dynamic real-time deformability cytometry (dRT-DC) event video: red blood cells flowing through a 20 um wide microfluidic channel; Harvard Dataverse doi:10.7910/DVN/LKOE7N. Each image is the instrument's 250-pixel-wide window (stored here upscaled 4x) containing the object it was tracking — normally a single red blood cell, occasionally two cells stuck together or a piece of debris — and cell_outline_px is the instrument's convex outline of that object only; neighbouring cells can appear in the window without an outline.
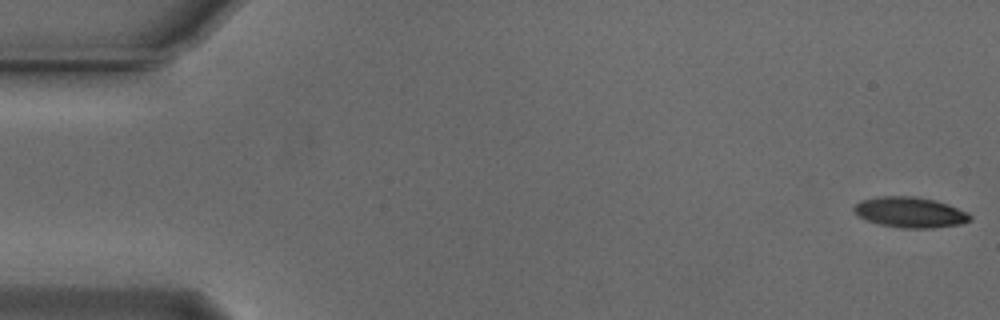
{"species": "Egyptian fruit bat (a non-hibernating species)", "species_latin": "Rousettus aegyptiacus", "temperature_condition": "cold", "stored_images_in_passage": 53, "camera_frame_rate_fps": 3000, "um_per_image_px": 0.085, "animal": {"sex": "male"}, "frame": {"image": 1, "passage_image": 1, "time_ms": 0.0, "image_size_px": [1000, 320], "cell_outline_px": [[972, 220], [960, 224], [932, 228], [900, 228], [880, 224], [868, 220], [860, 216], [852, 208], [860, 200], [880, 196], [916, 196], [948, 204], [968, 212], [972, 216]], "centroid_in_image_um": [77.39, 18.04], "position_along_channel_um": 7.6, "area_um2": 20.58}}
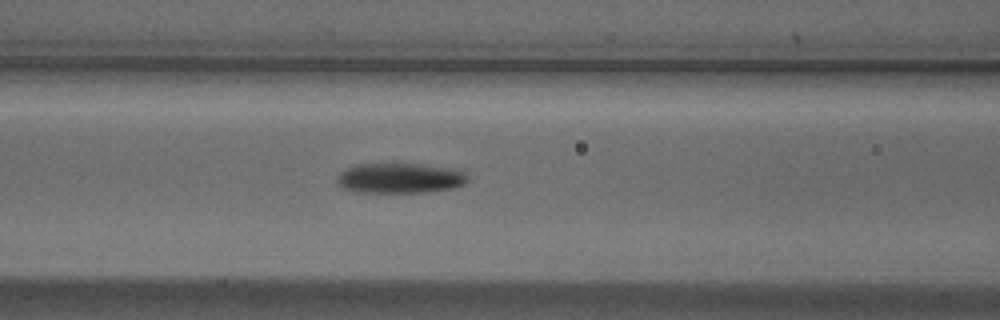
{"frame": {"image": 2, "passage_image": 22, "time_ms": 7.0, "image_size_px": [1000, 320], "cell_outline_px": [[468, 180], [464, 184], [456, 188], [424, 192], [360, 192], [344, 188], [340, 184], [340, 172], [356, 164], [428, 164], [460, 168], [468, 176]], "centroid_in_image_um": [34.14, 15.12], "position_along_channel_um": 132.5, "area_um2": 23.0}}
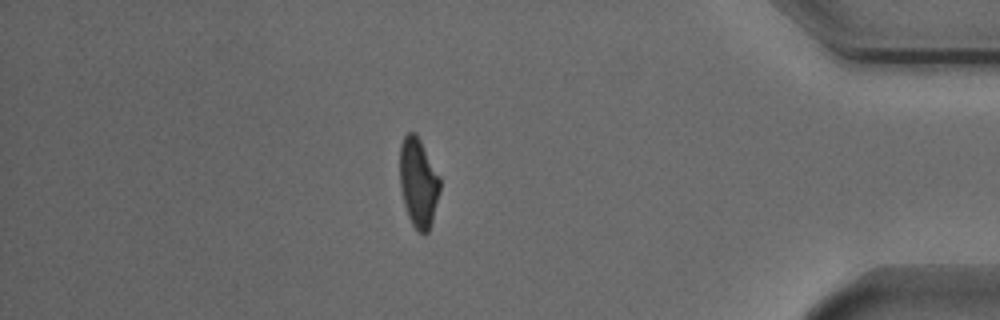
{"frame": {"image": 3, "passage_image": 46, "time_ms": 15.0, "image_size_px": [1000, 320], "cell_outline_px": [[440, 188], [432, 220], [428, 232], [424, 236], [412, 224], [408, 216], [404, 204], [400, 188], [400, 144], [404, 136], [408, 132], [416, 132], [440, 176]], "centroid_in_image_um": [35.55, 15.5], "position_along_channel_um": 399.6, "area_um2": 20.87}, "authors_computed_cell_mechanics": {"area_um2": 21.6172, "velocity_mm_per_s": 3.8522, "shape_relaxation_time_tau1_ms": 3.2449, "shape_relaxation_time_tau2_ms": 6.3675, "deformation_change_tau1": 0.1552, "deformation_change_tau2": 0.1541}}